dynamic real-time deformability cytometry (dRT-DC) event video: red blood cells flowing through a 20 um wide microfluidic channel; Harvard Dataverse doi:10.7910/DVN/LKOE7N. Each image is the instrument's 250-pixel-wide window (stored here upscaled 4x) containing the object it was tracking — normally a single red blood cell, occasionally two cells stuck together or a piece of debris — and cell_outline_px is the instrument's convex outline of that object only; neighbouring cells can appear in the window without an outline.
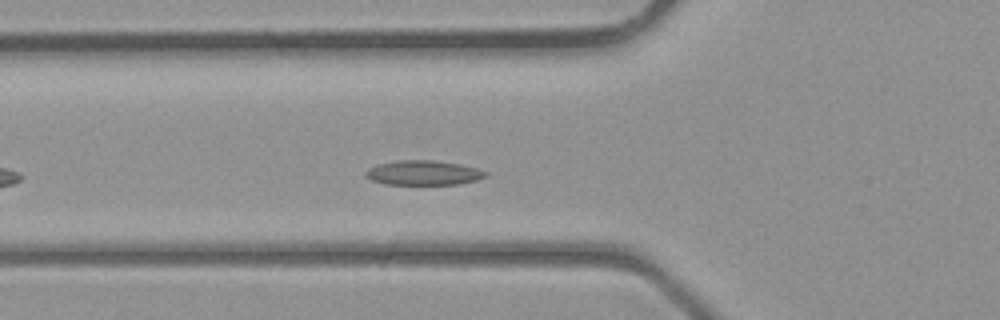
{"species": "common noctule bat (a hibernating species)", "species_latin": "Nyctalus noctula", "temperature_condition": "room temperature", "stored_images_in_passage": 31, "camera_frame_rate_fps": 3000, "um_per_image_px": 0.085, "animal": {"sex": "male", "body_mass_g": 23.1, "forearm_length_mm": 52.7}, "frame": {"image": 1, "passage_image": 6, "time_ms": 1.667, "image_size_px": [1000, 320], "cell_outline_px": [[488, 176], [476, 180], [456, 184], [384, 184], [372, 180], [364, 176], [364, 172], [368, 168], [376, 164], [400, 160], [432, 160], [460, 164], [476, 168], [488, 172]], "centroid_in_image_um": [35.96, 14.68], "position_along_channel_um": 89.8, "area_um2": 17.22}}
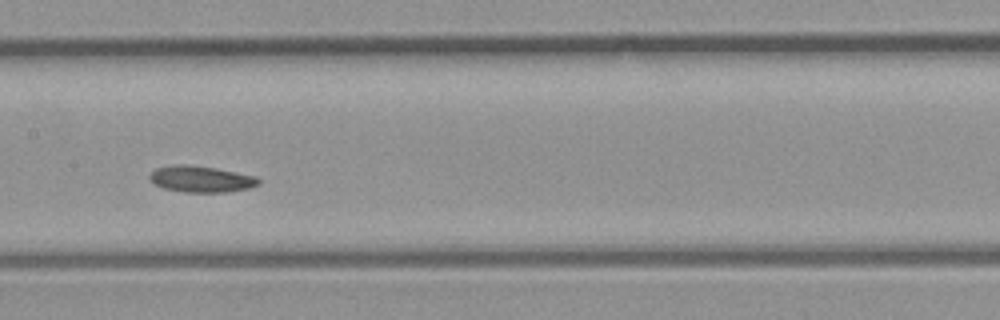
{"frame": {"image": 2, "passage_image": 12, "time_ms": 3.667, "image_size_px": [1000, 320], "cell_outline_px": [[260, 184], [248, 188], [228, 192], [184, 192], [164, 188], [156, 184], [148, 176], [156, 168], [172, 164], [188, 164], [216, 168], [256, 176], [260, 180]], "centroid_in_image_um": [17.11, 15.21], "position_along_channel_um": 190.3, "area_um2": 16.7}}
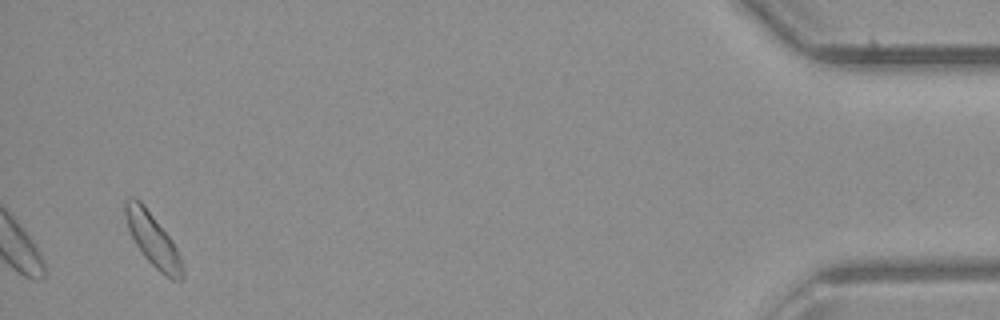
{"frame": {"image": 3, "passage_image": 31, "time_ms": 10.0, "image_size_px": [1000, 320], "cell_outline_px": [[184, 276], [180, 280], [172, 280], [160, 272], [144, 256], [136, 244], [128, 228], [124, 216], [124, 204], [132, 196], [136, 196], [144, 204], [172, 240], [180, 256], [184, 268]], "centroid_in_image_um": [12.99, 20.37], "position_along_channel_um": 422.2, "area_um2": 17.57}}